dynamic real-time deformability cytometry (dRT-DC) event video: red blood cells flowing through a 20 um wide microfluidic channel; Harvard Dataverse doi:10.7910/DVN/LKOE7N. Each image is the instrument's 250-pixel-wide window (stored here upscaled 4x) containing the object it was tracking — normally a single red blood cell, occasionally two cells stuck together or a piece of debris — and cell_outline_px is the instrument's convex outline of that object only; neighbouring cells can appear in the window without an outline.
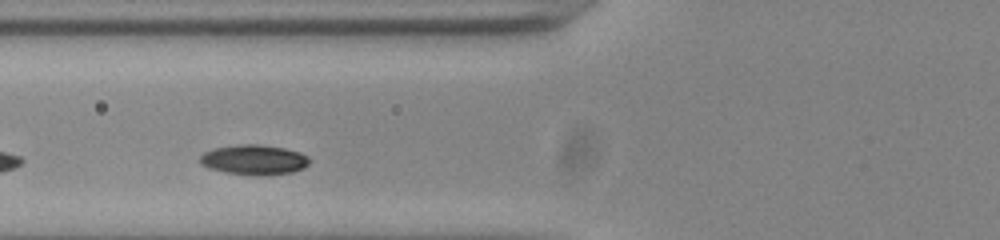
{"species": "common noctule bat (a hibernating species)", "species_latin": "Nyctalus noctula", "temperature_condition": "room temperature", "stored_images_in_passage": 10, "camera_frame_rate_fps": 3000, "um_per_image_px": 0.085, "animal": {"sex": "male", "body_mass_g": 20.0, "forearm_length_mm": 53.3}, "frame": {"image": 1, "passage_image": 5, "time_ms": 1.333, "image_size_px": [1000, 240], "cell_outline_px": [[308, 164], [304, 168], [292, 172], [260, 176], [256, 176], [224, 172], [208, 168], [200, 164], [200, 156], [204, 152], [212, 148], [236, 144], [256, 144], [284, 148], [300, 152], [308, 156]], "centroid_in_image_um": [21.56, 13.58], "position_along_channel_um": 104.2, "area_um2": 19.31}}